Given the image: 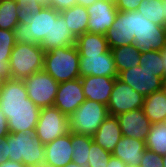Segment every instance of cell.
<instances>
[{
	"label": "cell",
	"instance_id": "1",
	"mask_svg": "<svg viewBox=\"0 0 166 167\" xmlns=\"http://www.w3.org/2000/svg\"><path fill=\"white\" fill-rule=\"evenodd\" d=\"M105 37L109 48L135 44L140 51H160L166 46L165 26L154 24L137 10L118 11Z\"/></svg>",
	"mask_w": 166,
	"mask_h": 167
},
{
	"label": "cell",
	"instance_id": "2",
	"mask_svg": "<svg viewBox=\"0 0 166 167\" xmlns=\"http://www.w3.org/2000/svg\"><path fill=\"white\" fill-rule=\"evenodd\" d=\"M0 108L10 133L35 131L41 109L28 98L22 79L8 78L0 89Z\"/></svg>",
	"mask_w": 166,
	"mask_h": 167
},
{
	"label": "cell",
	"instance_id": "3",
	"mask_svg": "<svg viewBox=\"0 0 166 167\" xmlns=\"http://www.w3.org/2000/svg\"><path fill=\"white\" fill-rule=\"evenodd\" d=\"M59 14L52 6H43L27 20H19L14 28L15 42L40 44L45 52L50 51L52 18H57Z\"/></svg>",
	"mask_w": 166,
	"mask_h": 167
},
{
	"label": "cell",
	"instance_id": "4",
	"mask_svg": "<svg viewBox=\"0 0 166 167\" xmlns=\"http://www.w3.org/2000/svg\"><path fill=\"white\" fill-rule=\"evenodd\" d=\"M44 144L35 131L9 133L7 136V155L9 160L23 163L26 167L44 166Z\"/></svg>",
	"mask_w": 166,
	"mask_h": 167
},
{
	"label": "cell",
	"instance_id": "5",
	"mask_svg": "<svg viewBox=\"0 0 166 167\" xmlns=\"http://www.w3.org/2000/svg\"><path fill=\"white\" fill-rule=\"evenodd\" d=\"M80 55L76 45L46 51L43 70L58 83L80 78Z\"/></svg>",
	"mask_w": 166,
	"mask_h": 167
},
{
	"label": "cell",
	"instance_id": "6",
	"mask_svg": "<svg viewBox=\"0 0 166 167\" xmlns=\"http://www.w3.org/2000/svg\"><path fill=\"white\" fill-rule=\"evenodd\" d=\"M44 54L40 44L15 43L8 62L10 78L23 80L42 71Z\"/></svg>",
	"mask_w": 166,
	"mask_h": 167
},
{
	"label": "cell",
	"instance_id": "7",
	"mask_svg": "<svg viewBox=\"0 0 166 167\" xmlns=\"http://www.w3.org/2000/svg\"><path fill=\"white\" fill-rule=\"evenodd\" d=\"M108 116L106 105L86 99L68 117L70 132L92 137Z\"/></svg>",
	"mask_w": 166,
	"mask_h": 167
},
{
	"label": "cell",
	"instance_id": "8",
	"mask_svg": "<svg viewBox=\"0 0 166 167\" xmlns=\"http://www.w3.org/2000/svg\"><path fill=\"white\" fill-rule=\"evenodd\" d=\"M70 132L69 118L57 107L41 108L35 135L45 145Z\"/></svg>",
	"mask_w": 166,
	"mask_h": 167
},
{
	"label": "cell",
	"instance_id": "9",
	"mask_svg": "<svg viewBox=\"0 0 166 167\" xmlns=\"http://www.w3.org/2000/svg\"><path fill=\"white\" fill-rule=\"evenodd\" d=\"M28 98L40 109L53 106L59 83L46 71H38L23 79Z\"/></svg>",
	"mask_w": 166,
	"mask_h": 167
},
{
	"label": "cell",
	"instance_id": "10",
	"mask_svg": "<svg viewBox=\"0 0 166 167\" xmlns=\"http://www.w3.org/2000/svg\"><path fill=\"white\" fill-rule=\"evenodd\" d=\"M144 99V96L116 77L110 100L107 104L108 113L109 115L117 116L124 112L142 108Z\"/></svg>",
	"mask_w": 166,
	"mask_h": 167
},
{
	"label": "cell",
	"instance_id": "11",
	"mask_svg": "<svg viewBox=\"0 0 166 167\" xmlns=\"http://www.w3.org/2000/svg\"><path fill=\"white\" fill-rule=\"evenodd\" d=\"M118 78L144 97L160 91L163 83V80L153 71L141 68L140 65L121 71Z\"/></svg>",
	"mask_w": 166,
	"mask_h": 167
},
{
	"label": "cell",
	"instance_id": "12",
	"mask_svg": "<svg viewBox=\"0 0 166 167\" xmlns=\"http://www.w3.org/2000/svg\"><path fill=\"white\" fill-rule=\"evenodd\" d=\"M80 77L105 76L118 77L115 62L110 49L103 54H79Z\"/></svg>",
	"mask_w": 166,
	"mask_h": 167
},
{
	"label": "cell",
	"instance_id": "13",
	"mask_svg": "<svg viewBox=\"0 0 166 167\" xmlns=\"http://www.w3.org/2000/svg\"><path fill=\"white\" fill-rule=\"evenodd\" d=\"M86 100L81 78L59 83L53 106L68 117Z\"/></svg>",
	"mask_w": 166,
	"mask_h": 167
},
{
	"label": "cell",
	"instance_id": "14",
	"mask_svg": "<svg viewBox=\"0 0 166 167\" xmlns=\"http://www.w3.org/2000/svg\"><path fill=\"white\" fill-rule=\"evenodd\" d=\"M86 10L89 14L87 32L103 35L112 27L118 13L115 3L107 0H98Z\"/></svg>",
	"mask_w": 166,
	"mask_h": 167
},
{
	"label": "cell",
	"instance_id": "15",
	"mask_svg": "<svg viewBox=\"0 0 166 167\" xmlns=\"http://www.w3.org/2000/svg\"><path fill=\"white\" fill-rule=\"evenodd\" d=\"M116 117L119 121L122 136L132 137L145 142L152 123L144 114L142 108L121 113Z\"/></svg>",
	"mask_w": 166,
	"mask_h": 167
},
{
	"label": "cell",
	"instance_id": "16",
	"mask_svg": "<svg viewBox=\"0 0 166 167\" xmlns=\"http://www.w3.org/2000/svg\"><path fill=\"white\" fill-rule=\"evenodd\" d=\"M71 132L45 144V167H66L72 161Z\"/></svg>",
	"mask_w": 166,
	"mask_h": 167
},
{
	"label": "cell",
	"instance_id": "17",
	"mask_svg": "<svg viewBox=\"0 0 166 167\" xmlns=\"http://www.w3.org/2000/svg\"><path fill=\"white\" fill-rule=\"evenodd\" d=\"M80 78L85 98L107 106L116 77L90 75Z\"/></svg>",
	"mask_w": 166,
	"mask_h": 167
},
{
	"label": "cell",
	"instance_id": "18",
	"mask_svg": "<svg viewBox=\"0 0 166 167\" xmlns=\"http://www.w3.org/2000/svg\"><path fill=\"white\" fill-rule=\"evenodd\" d=\"M146 150L144 141L132 137L122 136L112 151V156L128 165H139Z\"/></svg>",
	"mask_w": 166,
	"mask_h": 167
},
{
	"label": "cell",
	"instance_id": "19",
	"mask_svg": "<svg viewBox=\"0 0 166 167\" xmlns=\"http://www.w3.org/2000/svg\"><path fill=\"white\" fill-rule=\"evenodd\" d=\"M92 138L96 144L112 153L116 144L122 138V132L117 117L109 115L102 122Z\"/></svg>",
	"mask_w": 166,
	"mask_h": 167
},
{
	"label": "cell",
	"instance_id": "20",
	"mask_svg": "<svg viewBox=\"0 0 166 167\" xmlns=\"http://www.w3.org/2000/svg\"><path fill=\"white\" fill-rule=\"evenodd\" d=\"M65 21L68 30L77 38L79 35L87 32L89 14L86 7L74 5L69 9L60 12Z\"/></svg>",
	"mask_w": 166,
	"mask_h": 167
},
{
	"label": "cell",
	"instance_id": "21",
	"mask_svg": "<svg viewBox=\"0 0 166 167\" xmlns=\"http://www.w3.org/2000/svg\"><path fill=\"white\" fill-rule=\"evenodd\" d=\"M110 51L113 55L118 74L121 71L140 65L141 51L135 46V44L110 48Z\"/></svg>",
	"mask_w": 166,
	"mask_h": 167
},
{
	"label": "cell",
	"instance_id": "22",
	"mask_svg": "<svg viewBox=\"0 0 166 167\" xmlns=\"http://www.w3.org/2000/svg\"><path fill=\"white\" fill-rule=\"evenodd\" d=\"M142 109L152 124L165 122L166 98L161 90L145 97Z\"/></svg>",
	"mask_w": 166,
	"mask_h": 167
},
{
	"label": "cell",
	"instance_id": "23",
	"mask_svg": "<svg viewBox=\"0 0 166 167\" xmlns=\"http://www.w3.org/2000/svg\"><path fill=\"white\" fill-rule=\"evenodd\" d=\"M79 54H103L110 48L105 35L86 32L76 38Z\"/></svg>",
	"mask_w": 166,
	"mask_h": 167
},
{
	"label": "cell",
	"instance_id": "24",
	"mask_svg": "<svg viewBox=\"0 0 166 167\" xmlns=\"http://www.w3.org/2000/svg\"><path fill=\"white\" fill-rule=\"evenodd\" d=\"M75 44L76 37L68 30L63 15L60 13L57 18H52L50 50Z\"/></svg>",
	"mask_w": 166,
	"mask_h": 167
},
{
	"label": "cell",
	"instance_id": "25",
	"mask_svg": "<svg viewBox=\"0 0 166 167\" xmlns=\"http://www.w3.org/2000/svg\"><path fill=\"white\" fill-rule=\"evenodd\" d=\"M14 30L0 29V76L10 78L9 58L15 46Z\"/></svg>",
	"mask_w": 166,
	"mask_h": 167
},
{
	"label": "cell",
	"instance_id": "26",
	"mask_svg": "<svg viewBox=\"0 0 166 167\" xmlns=\"http://www.w3.org/2000/svg\"><path fill=\"white\" fill-rule=\"evenodd\" d=\"M137 11L154 24L166 26V2L163 0H142Z\"/></svg>",
	"mask_w": 166,
	"mask_h": 167
},
{
	"label": "cell",
	"instance_id": "27",
	"mask_svg": "<svg viewBox=\"0 0 166 167\" xmlns=\"http://www.w3.org/2000/svg\"><path fill=\"white\" fill-rule=\"evenodd\" d=\"M145 144L146 149L160 156L166 154V122L152 124Z\"/></svg>",
	"mask_w": 166,
	"mask_h": 167
},
{
	"label": "cell",
	"instance_id": "28",
	"mask_svg": "<svg viewBox=\"0 0 166 167\" xmlns=\"http://www.w3.org/2000/svg\"><path fill=\"white\" fill-rule=\"evenodd\" d=\"M92 142L93 138L91 136L71 132V145L73 148L72 161L87 167L88 153Z\"/></svg>",
	"mask_w": 166,
	"mask_h": 167
},
{
	"label": "cell",
	"instance_id": "29",
	"mask_svg": "<svg viewBox=\"0 0 166 167\" xmlns=\"http://www.w3.org/2000/svg\"><path fill=\"white\" fill-rule=\"evenodd\" d=\"M16 0H0V29L14 30L19 23Z\"/></svg>",
	"mask_w": 166,
	"mask_h": 167
},
{
	"label": "cell",
	"instance_id": "30",
	"mask_svg": "<svg viewBox=\"0 0 166 167\" xmlns=\"http://www.w3.org/2000/svg\"><path fill=\"white\" fill-rule=\"evenodd\" d=\"M140 67L153 71L156 76H159L164 81V69L160 51H141Z\"/></svg>",
	"mask_w": 166,
	"mask_h": 167
},
{
	"label": "cell",
	"instance_id": "31",
	"mask_svg": "<svg viewBox=\"0 0 166 167\" xmlns=\"http://www.w3.org/2000/svg\"><path fill=\"white\" fill-rule=\"evenodd\" d=\"M87 167H106L111 157V152L104 150L100 145L94 141L91 143L88 153Z\"/></svg>",
	"mask_w": 166,
	"mask_h": 167
},
{
	"label": "cell",
	"instance_id": "32",
	"mask_svg": "<svg viewBox=\"0 0 166 167\" xmlns=\"http://www.w3.org/2000/svg\"><path fill=\"white\" fill-rule=\"evenodd\" d=\"M18 10V20H27L41 10L43 7L38 0H16Z\"/></svg>",
	"mask_w": 166,
	"mask_h": 167
},
{
	"label": "cell",
	"instance_id": "33",
	"mask_svg": "<svg viewBox=\"0 0 166 167\" xmlns=\"http://www.w3.org/2000/svg\"><path fill=\"white\" fill-rule=\"evenodd\" d=\"M140 167H164L162 156L146 149L139 164Z\"/></svg>",
	"mask_w": 166,
	"mask_h": 167
},
{
	"label": "cell",
	"instance_id": "34",
	"mask_svg": "<svg viewBox=\"0 0 166 167\" xmlns=\"http://www.w3.org/2000/svg\"><path fill=\"white\" fill-rule=\"evenodd\" d=\"M142 0H118L116 8L118 11H136Z\"/></svg>",
	"mask_w": 166,
	"mask_h": 167
},
{
	"label": "cell",
	"instance_id": "35",
	"mask_svg": "<svg viewBox=\"0 0 166 167\" xmlns=\"http://www.w3.org/2000/svg\"><path fill=\"white\" fill-rule=\"evenodd\" d=\"M76 5V0H51L50 6L59 12Z\"/></svg>",
	"mask_w": 166,
	"mask_h": 167
},
{
	"label": "cell",
	"instance_id": "36",
	"mask_svg": "<svg viewBox=\"0 0 166 167\" xmlns=\"http://www.w3.org/2000/svg\"><path fill=\"white\" fill-rule=\"evenodd\" d=\"M10 131L8 128L7 119L0 108V139L6 138L9 135Z\"/></svg>",
	"mask_w": 166,
	"mask_h": 167
},
{
	"label": "cell",
	"instance_id": "37",
	"mask_svg": "<svg viewBox=\"0 0 166 167\" xmlns=\"http://www.w3.org/2000/svg\"><path fill=\"white\" fill-rule=\"evenodd\" d=\"M9 160L7 155V137L0 139V164Z\"/></svg>",
	"mask_w": 166,
	"mask_h": 167
},
{
	"label": "cell",
	"instance_id": "38",
	"mask_svg": "<svg viewBox=\"0 0 166 167\" xmlns=\"http://www.w3.org/2000/svg\"><path fill=\"white\" fill-rule=\"evenodd\" d=\"M106 167H127V165L119 158H116L111 155Z\"/></svg>",
	"mask_w": 166,
	"mask_h": 167
},
{
	"label": "cell",
	"instance_id": "39",
	"mask_svg": "<svg viewBox=\"0 0 166 167\" xmlns=\"http://www.w3.org/2000/svg\"><path fill=\"white\" fill-rule=\"evenodd\" d=\"M0 167H26L23 163H18L12 160H7L0 164Z\"/></svg>",
	"mask_w": 166,
	"mask_h": 167
},
{
	"label": "cell",
	"instance_id": "40",
	"mask_svg": "<svg viewBox=\"0 0 166 167\" xmlns=\"http://www.w3.org/2000/svg\"><path fill=\"white\" fill-rule=\"evenodd\" d=\"M160 55L162 57V66L164 69V80H166V46L160 50Z\"/></svg>",
	"mask_w": 166,
	"mask_h": 167
},
{
	"label": "cell",
	"instance_id": "41",
	"mask_svg": "<svg viewBox=\"0 0 166 167\" xmlns=\"http://www.w3.org/2000/svg\"><path fill=\"white\" fill-rule=\"evenodd\" d=\"M96 1H98V0H76V5L89 7L90 5H92Z\"/></svg>",
	"mask_w": 166,
	"mask_h": 167
},
{
	"label": "cell",
	"instance_id": "42",
	"mask_svg": "<svg viewBox=\"0 0 166 167\" xmlns=\"http://www.w3.org/2000/svg\"><path fill=\"white\" fill-rule=\"evenodd\" d=\"M161 92L163 93V95L166 98V80H164L162 83Z\"/></svg>",
	"mask_w": 166,
	"mask_h": 167
},
{
	"label": "cell",
	"instance_id": "43",
	"mask_svg": "<svg viewBox=\"0 0 166 167\" xmlns=\"http://www.w3.org/2000/svg\"><path fill=\"white\" fill-rule=\"evenodd\" d=\"M38 2L43 6H50L51 0H38Z\"/></svg>",
	"mask_w": 166,
	"mask_h": 167
},
{
	"label": "cell",
	"instance_id": "44",
	"mask_svg": "<svg viewBox=\"0 0 166 167\" xmlns=\"http://www.w3.org/2000/svg\"><path fill=\"white\" fill-rule=\"evenodd\" d=\"M66 167H85L77 164L76 162L71 161Z\"/></svg>",
	"mask_w": 166,
	"mask_h": 167
},
{
	"label": "cell",
	"instance_id": "45",
	"mask_svg": "<svg viewBox=\"0 0 166 167\" xmlns=\"http://www.w3.org/2000/svg\"><path fill=\"white\" fill-rule=\"evenodd\" d=\"M163 166L166 167V154L162 156Z\"/></svg>",
	"mask_w": 166,
	"mask_h": 167
},
{
	"label": "cell",
	"instance_id": "46",
	"mask_svg": "<svg viewBox=\"0 0 166 167\" xmlns=\"http://www.w3.org/2000/svg\"><path fill=\"white\" fill-rule=\"evenodd\" d=\"M4 80H5V79H4L2 76H0V89H1V87H2V85H3Z\"/></svg>",
	"mask_w": 166,
	"mask_h": 167
},
{
	"label": "cell",
	"instance_id": "47",
	"mask_svg": "<svg viewBox=\"0 0 166 167\" xmlns=\"http://www.w3.org/2000/svg\"><path fill=\"white\" fill-rule=\"evenodd\" d=\"M127 167H140L139 165H128Z\"/></svg>",
	"mask_w": 166,
	"mask_h": 167
},
{
	"label": "cell",
	"instance_id": "48",
	"mask_svg": "<svg viewBox=\"0 0 166 167\" xmlns=\"http://www.w3.org/2000/svg\"><path fill=\"white\" fill-rule=\"evenodd\" d=\"M107 1H110L116 4L118 0H107Z\"/></svg>",
	"mask_w": 166,
	"mask_h": 167
}]
</instances>
